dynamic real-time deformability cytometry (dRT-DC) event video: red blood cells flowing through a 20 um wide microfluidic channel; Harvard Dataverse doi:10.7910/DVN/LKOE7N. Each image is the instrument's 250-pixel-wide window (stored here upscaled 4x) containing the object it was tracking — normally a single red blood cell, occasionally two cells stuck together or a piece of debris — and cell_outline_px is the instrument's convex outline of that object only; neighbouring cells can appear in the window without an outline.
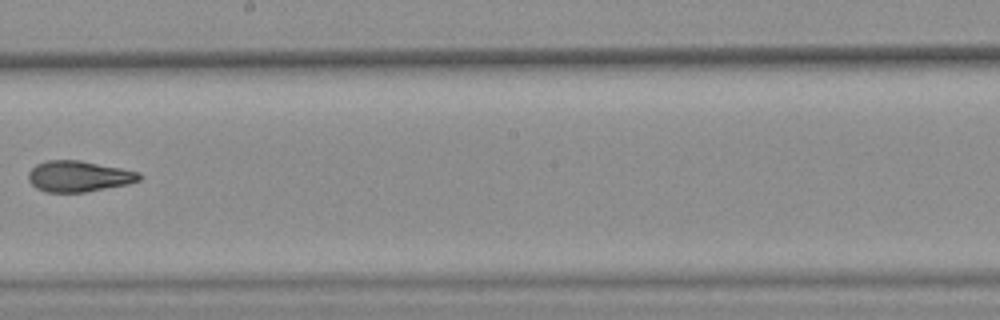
{"species": "common noctule bat (a hibernating species)", "species_latin": "Nyctalus noctula", "temperature_condition": "warm", "stored_images_in_passage": 11, "camera_frame_rate_fps": 3000, "um_per_image_px": 0.085, "animal": {"sex": "female", "body_mass_g": 25.1}, "frame": {"image": 1, "passage_image": 10, "time_ms": 3.0, "image_size_px": [1000, 320], "cell_outline_px": [[140, 180], [128, 184], [84, 192], [44, 192], [36, 188], [28, 180], [28, 172], [36, 164], [48, 160], [80, 160], [140, 172]], "centroid_in_image_um": [6.66, 14.98], "position_along_channel_um": 241.5, "area_um2": 19.94}}
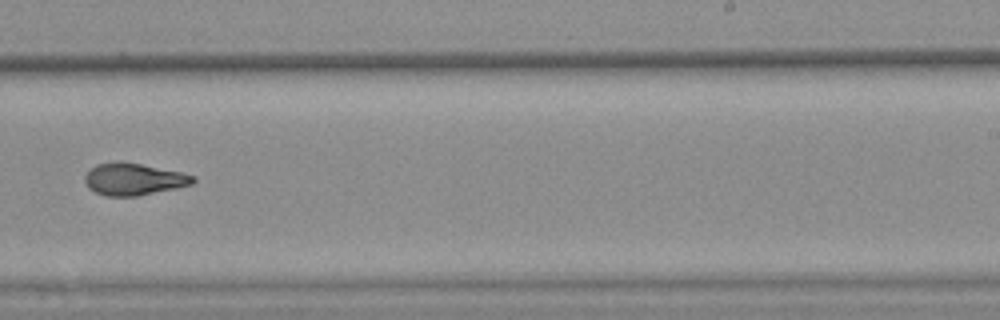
{"frame": {"image": 2, "passage_image": 11, "time_ms": 3.333, "image_size_px": [1000, 320], "cell_outline_px": [[196, 180], [192, 184], [176, 188], [136, 196], [104, 196], [88, 188], [84, 180], [84, 176], [96, 164], [140, 164], [180, 172], [196, 176]], "centroid_in_image_um": [11.38, 15.27], "position_along_channel_um": 277.6, "area_um2": 19.54}}